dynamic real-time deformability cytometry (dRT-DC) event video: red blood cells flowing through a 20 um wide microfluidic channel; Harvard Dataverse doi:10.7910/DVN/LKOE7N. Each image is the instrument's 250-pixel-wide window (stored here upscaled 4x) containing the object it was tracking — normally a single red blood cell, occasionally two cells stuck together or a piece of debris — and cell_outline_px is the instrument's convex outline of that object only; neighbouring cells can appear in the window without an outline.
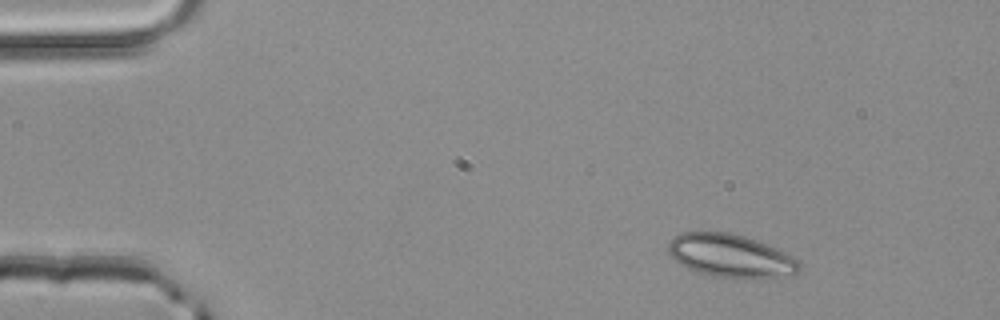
{"species": "common noctule bat (a hibernating species)", "species_latin": "Nyctalus noctula", "temperature_condition": "room temperature", "stored_images_in_passage": 3, "camera_frame_rate_fps": 3000, "um_per_image_px": 0.085, "animal": {"sex": "male", "body_mass_g": 20.4}, "frame": {"image": 1, "passage_image": 1, "time_ms": 0.0, "image_size_px": [1000, 320], "cell_outline_px": [[800, 272], [792, 276], [776, 280], [704, 276], [680, 264], [668, 252], [668, 244], [672, 236], [680, 232], [732, 232], [768, 244], [792, 256], [800, 264]], "centroid_in_image_um": [62.15, 21.78], "position_along_channel_um": 22.9, "area_um2": 33.87}}